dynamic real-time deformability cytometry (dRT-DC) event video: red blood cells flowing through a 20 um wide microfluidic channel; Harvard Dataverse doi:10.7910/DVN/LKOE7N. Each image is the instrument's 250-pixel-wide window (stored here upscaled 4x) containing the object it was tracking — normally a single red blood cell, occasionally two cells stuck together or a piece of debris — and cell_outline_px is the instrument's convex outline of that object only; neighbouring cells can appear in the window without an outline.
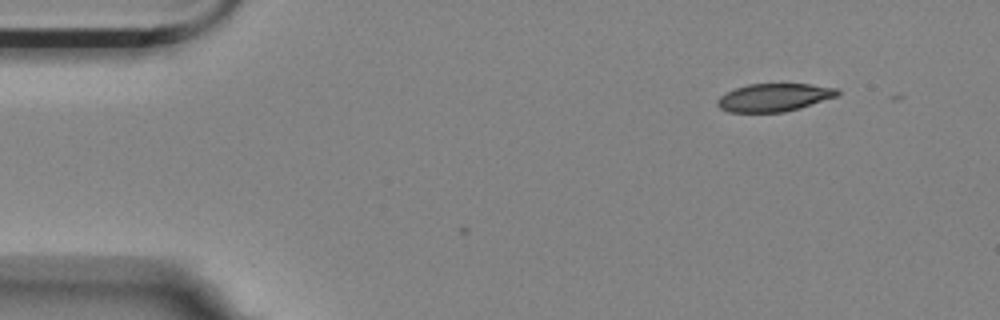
{"species": "Egyptian fruit bat (a non-hibernating species)", "species_latin": "Rousettus aegyptiacus", "temperature_condition": "room temperature", "stored_images_in_passage": 2, "camera_frame_rate_fps": 3000, "um_per_image_px": 0.085, "animal": {"sex": "female"}, "frame": {"image": 1, "passage_image": 2, "time_ms": 0.333, "image_size_px": [1000, 320], "cell_outline_px": [[840, 92], [836, 96], [800, 108], [784, 112], [728, 112], [720, 108], [716, 104], [716, 100], [724, 92], [748, 84], [808, 84], [840, 88]], "centroid_in_image_um": [65.77, 8.28], "position_along_channel_um": 19.2, "area_um2": 19.59}}